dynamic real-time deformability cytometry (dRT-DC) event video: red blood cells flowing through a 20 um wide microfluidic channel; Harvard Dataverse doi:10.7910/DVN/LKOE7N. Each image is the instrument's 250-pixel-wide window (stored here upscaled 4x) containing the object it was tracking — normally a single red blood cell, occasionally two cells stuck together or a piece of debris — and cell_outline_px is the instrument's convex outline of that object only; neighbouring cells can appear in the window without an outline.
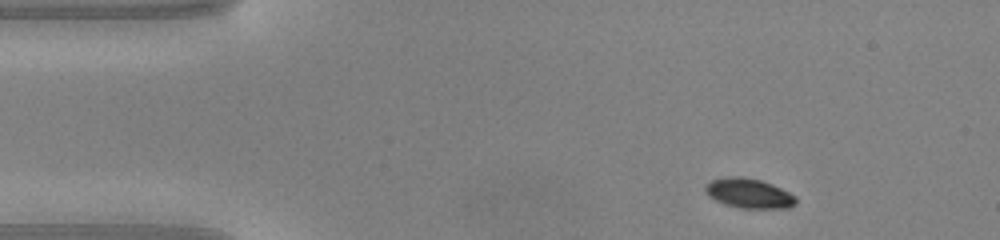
{"species": "common noctule bat (a hibernating species)", "species_latin": "Nyctalus noctula", "temperature_condition": "warm", "stored_images_in_passage": 43, "camera_frame_rate_fps": 3000, "um_per_image_px": 0.085, "animal": {"sex": "male", "body_mass_g": 20.0, "forearm_length_mm": 53.3}, "frame": {"image": 1, "passage_image": 1, "time_ms": 0.0, "image_size_px": [1000, 240], "cell_outline_px": [[796, 204], [788, 208], [740, 208], [724, 204], [708, 196], [704, 188], [712, 180], [728, 176], [744, 176], [760, 180], [772, 184], [796, 196]], "centroid_in_image_um": [63.66, 16.43], "position_along_channel_um": 21.3, "area_um2": 15.66}}
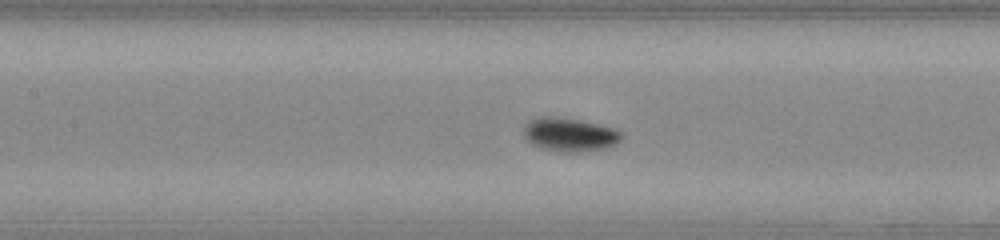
{"frame": {"image": 2, "passage_image": 16, "time_ms": 5.0, "image_size_px": [1000, 240], "cell_outline_px": [[620, 140], [608, 148], [584, 152], [560, 152], [540, 148], [532, 144], [524, 136], [524, 128], [532, 120], [544, 116], [556, 116], [584, 120], [616, 128], [620, 132]], "centroid_in_image_um": [48.45, 11.44], "position_along_channel_um": 158.9, "area_um2": 19.31}}
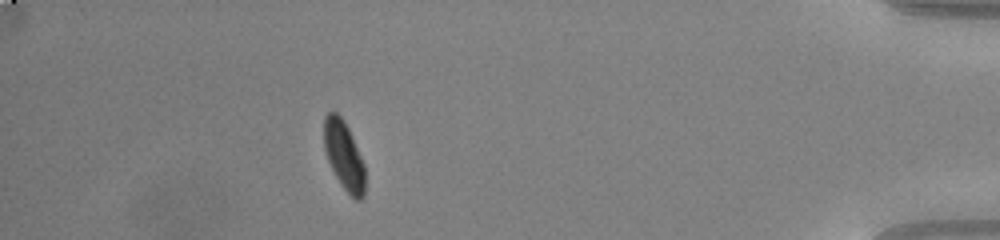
{"frame": {"image": 3, "passage_image": 38, "time_ms": 12.333, "image_size_px": [1000, 240], "cell_outline_px": [[364, 196], [360, 200], [356, 200], [340, 184], [328, 160], [324, 148], [324, 116], [328, 112], [336, 112], [344, 120], [352, 136], [364, 164]], "centroid_in_image_um": [29.22, 13.19], "position_along_channel_um": 406.0, "area_um2": 16.18}, "authors_computed_cell_mechanics": {"area_um2": 16.8198, "velocity_mm_per_s": 4.1451, "shape_relaxation_time_tau1_ms": 1.6341, "shape_relaxation_time_tau2_ms": null, "deformation_change_tau1": 0.1552, "deformation_change_tau2": null}}